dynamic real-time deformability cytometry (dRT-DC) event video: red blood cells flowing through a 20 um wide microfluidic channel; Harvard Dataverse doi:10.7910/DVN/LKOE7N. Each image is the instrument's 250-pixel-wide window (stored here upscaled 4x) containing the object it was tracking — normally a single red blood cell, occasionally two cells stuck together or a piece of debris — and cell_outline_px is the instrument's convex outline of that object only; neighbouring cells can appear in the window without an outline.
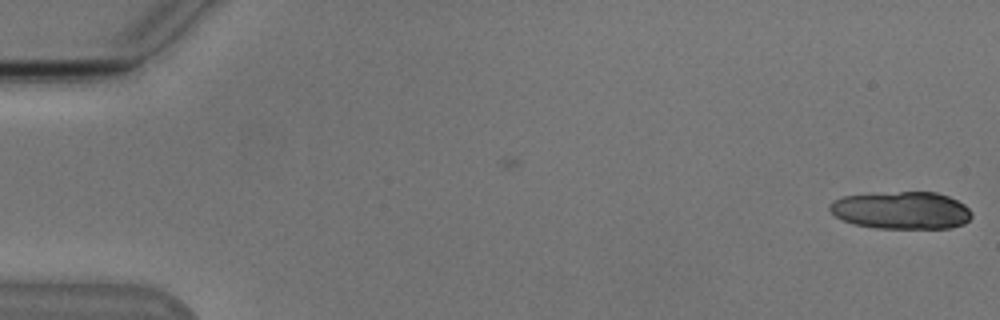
{"species": "Egyptian fruit bat (a non-hibernating species)", "species_latin": "Rousettus aegyptiacus", "temperature_condition": "cold", "stored_images_in_passage": 4, "camera_frame_rate_fps": 3000, "um_per_image_px": 0.085, "animal": {"sex": "male"}, "frame": {"image": 1, "passage_image": 4, "time_ms": 1.0, "image_size_px": [1000, 320], "cell_outline_px": [[972, 216], [964, 224], [948, 228], [876, 228], [852, 224], [836, 216], [828, 208], [828, 204], [832, 200], [844, 196], [900, 192], [936, 192], [948, 196], [964, 204], [972, 212]], "centroid_in_image_um": [76.62, 17.88], "position_along_channel_um": 8.4, "area_um2": 30.92}}